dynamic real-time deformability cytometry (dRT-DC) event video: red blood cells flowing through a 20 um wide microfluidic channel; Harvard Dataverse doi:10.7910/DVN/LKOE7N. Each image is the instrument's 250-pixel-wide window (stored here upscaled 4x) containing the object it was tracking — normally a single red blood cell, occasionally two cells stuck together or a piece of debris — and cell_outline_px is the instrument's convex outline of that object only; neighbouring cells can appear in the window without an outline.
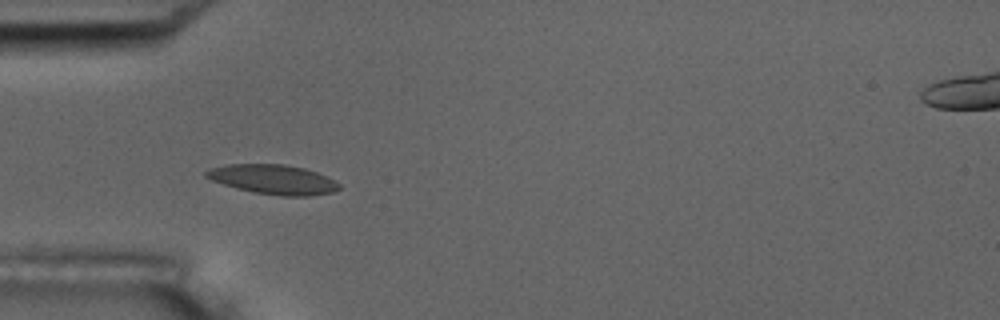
{"species": "common noctule bat (a hibernating species)", "species_latin": "Nyctalus noctula", "temperature_condition": "room temperature", "stored_images_in_passage": 8, "camera_frame_rate_fps": 3000, "um_per_image_px": 0.085, "animal": {"sex": "male", "body_mass_g": 17.5, "forearm_length_mm": 52.3}, "frame": {"image": 1, "passage_image": 5, "time_ms": 4.667, "image_size_px": [1000, 320], "cell_outline_px": [[340, 188], [332, 192], [308, 196], [280, 196], [252, 192], [236, 188], [212, 180], [204, 176], [204, 172], [208, 168], [224, 164], [284, 164], [304, 168], [316, 172], [336, 180], [340, 184]], "centroid_in_image_um": [23.2, 15.25], "position_along_channel_um": 61.8, "area_um2": 23.06}}
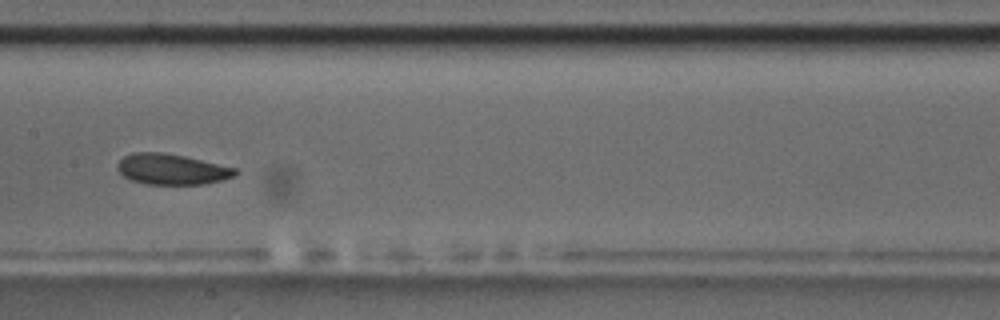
{"frame": {"image": 2, "passage_image": 8, "time_ms": 8.333, "image_size_px": [1000, 320], "cell_outline_px": [[240, 172], [232, 176], [220, 180], [204, 184], [144, 184], [128, 180], [116, 168], [116, 164], [124, 156], [132, 152], [160, 152], [184, 156], [236, 168]], "centroid_in_image_um": [14.54, 14.39], "position_along_channel_um": 192.9, "area_um2": 21.04}}